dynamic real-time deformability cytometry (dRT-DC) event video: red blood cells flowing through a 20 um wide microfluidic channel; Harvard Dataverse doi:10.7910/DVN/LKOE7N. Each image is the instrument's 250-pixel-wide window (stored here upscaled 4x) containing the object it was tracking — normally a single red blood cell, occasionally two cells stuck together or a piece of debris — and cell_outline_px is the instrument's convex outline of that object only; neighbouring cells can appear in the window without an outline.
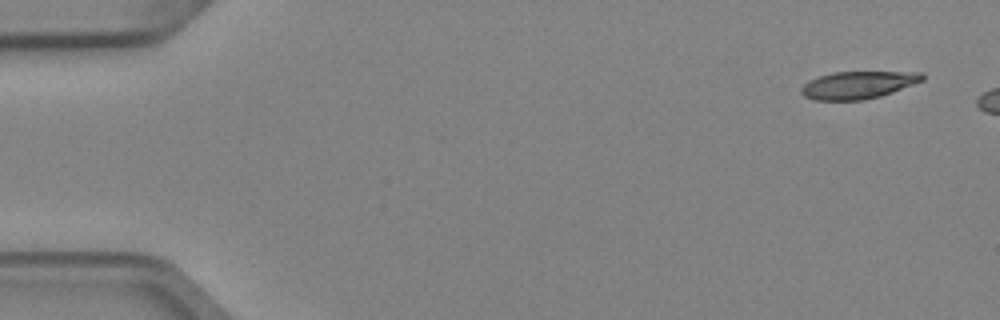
{"species": "Egyptian fruit bat (a non-hibernating species)", "species_latin": "Rousettus aegyptiacus", "temperature_condition": "cold", "stored_images_in_passage": 5, "camera_frame_rate_fps": 3000, "um_per_image_px": 0.085, "animal": {"sex": "female"}, "frame": {"image": 1, "passage_image": 1, "time_ms": 0.0, "image_size_px": [1000, 320], "cell_outline_px": [[924, 80], [892, 92], [880, 96], [864, 100], [812, 100], [804, 96], [800, 92], [800, 88], [808, 80], [832, 72], [924, 72]], "centroid_in_image_um": [72.91, 7.22], "position_along_channel_um": 12.1, "area_um2": 19.42}}
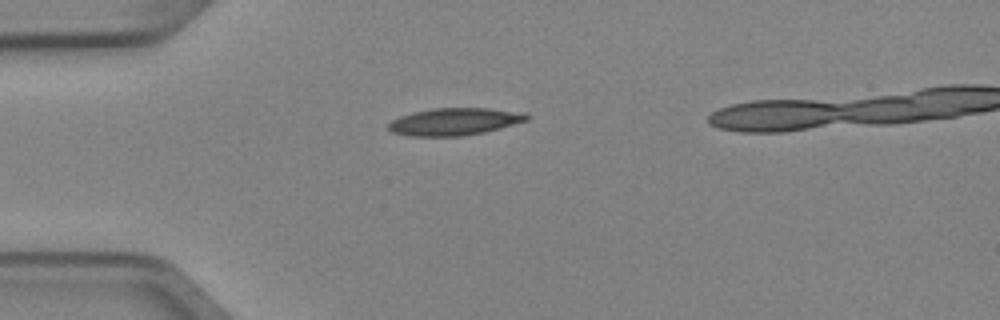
{"frame": {"image": 2, "passage_image": 4, "time_ms": 1.0, "image_size_px": [1000, 320], "cell_outline_px": [[528, 120], [484, 132], [460, 136], [408, 136], [392, 132], [388, 128], [388, 124], [392, 120], [400, 116], [412, 112], [432, 108], [488, 108], [528, 112]], "centroid_in_image_um": [38.63, 10.33], "position_along_channel_um": 46.4, "area_um2": 22.02}}